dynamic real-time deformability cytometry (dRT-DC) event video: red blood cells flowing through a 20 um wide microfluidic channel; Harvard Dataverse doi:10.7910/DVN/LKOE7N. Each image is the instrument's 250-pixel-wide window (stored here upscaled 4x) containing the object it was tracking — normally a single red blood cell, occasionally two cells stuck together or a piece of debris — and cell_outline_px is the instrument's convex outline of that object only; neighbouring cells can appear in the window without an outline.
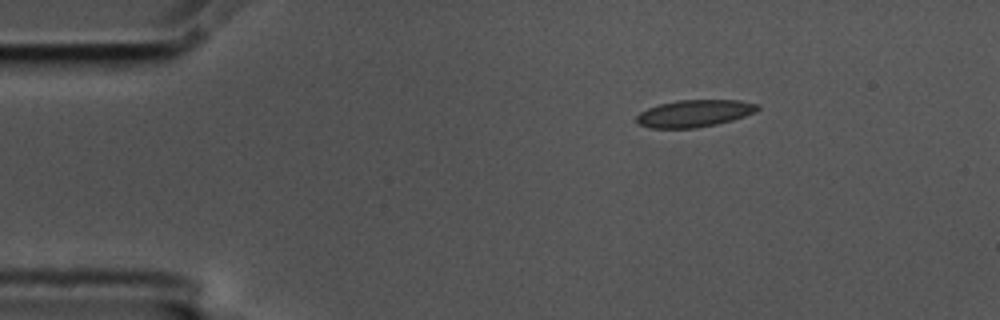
{"species": "common noctule bat (a hibernating species)", "species_latin": "Nyctalus noctula", "temperature_condition": "cold", "stored_images_in_passage": 49, "camera_frame_rate_fps": 3000, "um_per_image_px": 0.085, "animal": {"sex": "male", "body_mass_g": 17.5, "forearm_length_mm": 52.3}, "frame": {"image": 1, "passage_image": 1, "time_ms": 0.0, "image_size_px": [1000, 320], "cell_outline_px": [[760, 108], [756, 112], [732, 120], [716, 124], [696, 128], [652, 128], [640, 124], [636, 120], [636, 116], [640, 112], [648, 108], [660, 104], [676, 100], [740, 100], [760, 104]], "centroid_in_image_um": [59.06, 9.63], "position_along_channel_um": 25.9, "area_um2": 19.13}}
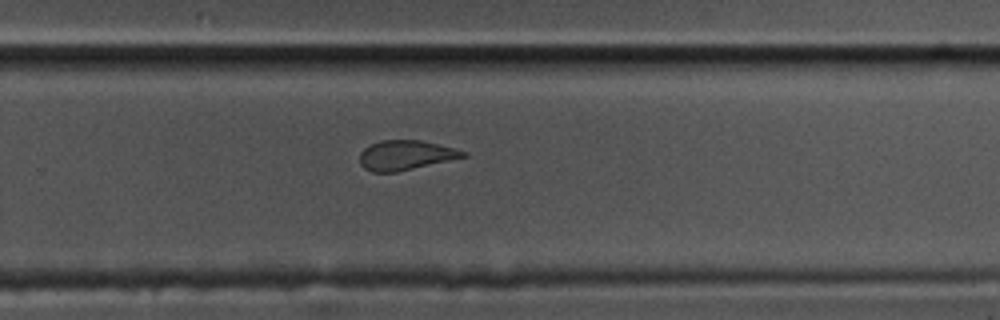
{"frame": {"image": 2, "passage_image": 29, "time_ms": 9.333, "image_size_px": [1000, 320], "cell_outline_px": [[468, 156], [396, 172], [372, 172], [364, 168], [360, 164], [360, 152], [364, 148], [380, 140], [420, 140], [468, 152]], "centroid_in_image_um": [34.45, 13.19], "position_along_channel_um": 295.3, "area_um2": 17.69}}
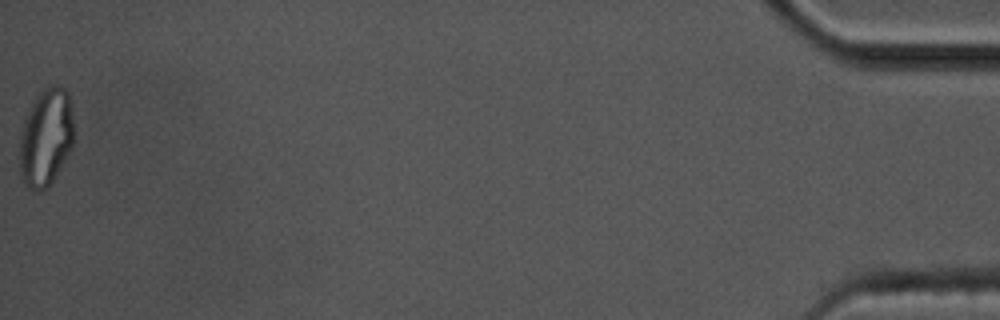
{"frame": {"image": 3, "passage_image": 49, "time_ms": 16.0, "image_size_px": [1000, 320], "cell_outline_px": [[72, 148], [48, 188], [40, 192], [36, 192], [28, 188], [24, 184], [20, 172], [20, 132], [24, 120], [36, 96], [48, 84], [56, 84], [64, 88], [68, 92], [72, 104]], "centroid_in_image_um": [3.9, 11.68], "position_along_channel_um": 431.3, "area_um2": 31.1}, "authors_computed_cell_mechanics": {"area_um2": 19.1318, "velocity_mm_per_s": 3.5302, "shape_relaxation_time_tau1_ms": null, "shape_relaxation_time_tau2_ms": 1.4068, "deformation_change_tau1": null, "deformation_change_tau2": 0.0867}}